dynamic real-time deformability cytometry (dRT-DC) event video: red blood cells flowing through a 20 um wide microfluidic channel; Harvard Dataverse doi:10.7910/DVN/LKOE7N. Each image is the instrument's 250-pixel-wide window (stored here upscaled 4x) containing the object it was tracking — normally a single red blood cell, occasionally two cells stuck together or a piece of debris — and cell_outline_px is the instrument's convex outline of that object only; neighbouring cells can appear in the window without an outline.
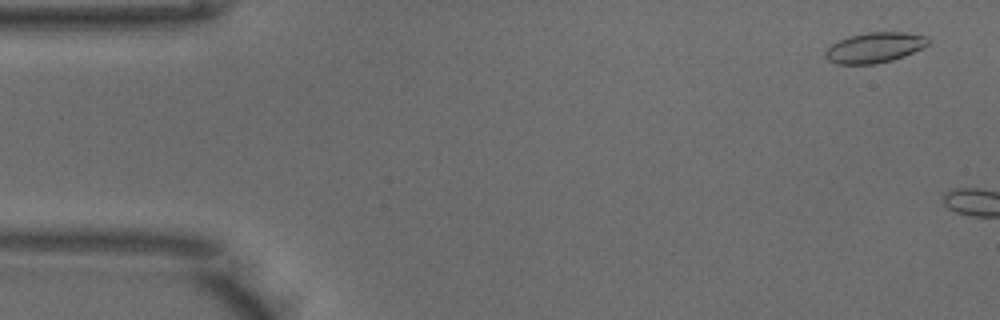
{"species": "common noctule bat (a hibernating species)", "species_latin": "Nyctalus noctula", "temperature_condition": "warm", "stored_images_in_passage": 5, "camera_frame_rate_fps": 3000, "um_per_image_px": 0.085, "animal": {"sex": "male", "body_mass_g": 18.8}, "frame": {"image": 1, "passage_image": 3, "time_ms": 0.667, "image_size_px": [1000, 320], "cell_outline_px": [[928, 44], [904, 56], [892, 60], [876, 64], [836, 64], [828, 60], [824, 56], [824, 52], [832, 44], [848, 36], [868, 32], [904, 32], [928, 36]], "centroid_in_image_um": [74.31, 4.04], "position_along_channel_um": 10.7, "area_um2": 18.09}}